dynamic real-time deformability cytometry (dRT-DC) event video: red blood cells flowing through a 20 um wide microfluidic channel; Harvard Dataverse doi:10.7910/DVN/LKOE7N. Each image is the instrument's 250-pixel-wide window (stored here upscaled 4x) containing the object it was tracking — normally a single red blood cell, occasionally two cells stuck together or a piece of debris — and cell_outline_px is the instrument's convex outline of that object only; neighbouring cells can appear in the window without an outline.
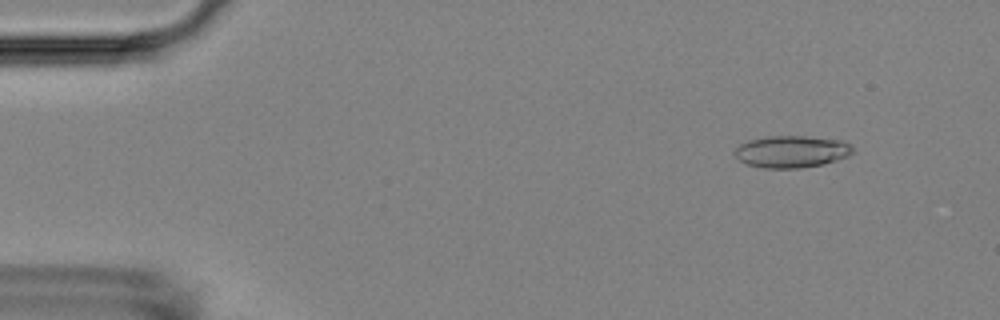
{"species": "Egyptian fruit bat (a non-hibernating species)", "species_latin": "Rousettus aegyptiacus", "temperature_condition": "room temperature", "stored_images_in_passage": 4, "camera_frame_rate_fps": 3000, "um_per_image_px": 0.085, "animal": {"sex": "female"}, "frame": {"image": 1, "passage_image": 1, "time_ms": 0.0, "image_size_px": [1000, 320], "cell_outline_px": [[852, 152], [848, 156], [824, 164], [800, 168], [764, 168], [748, 164], [740, 160], [736, 156], [736, 148], [740, 144], [748, 140], [768, 136], [804, 136], [840, 140], [848, 144], [852, 148]], "centroid_in_image_um": [67.28, 12.89], "position_along_channel_um": 17.7, "area_um2": 21.73}}
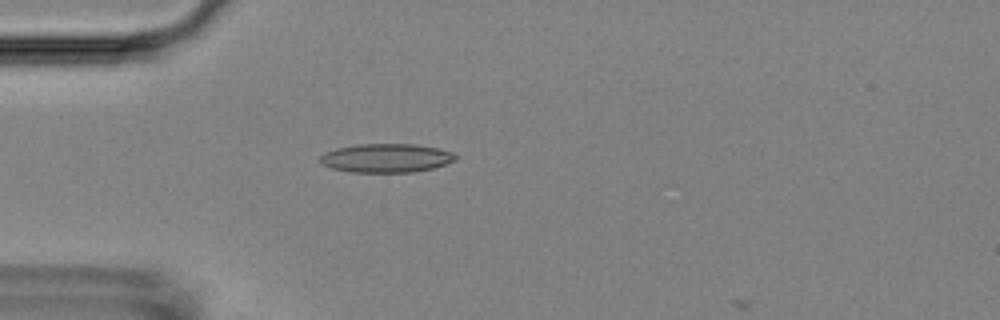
{"frame": {"image": 2, "passage_image": 4, "time_ms": 3.333, "image_size_px": [1000, 320], "cell_outline_px": [[456, 160], [432, 168], [412, 172], [352, 172], [332, 168], [324, 164], [320, 160], [320, 156], [324, 152], [336, 148], [356, 144], [416, 144], [436, 148], [452, 152], [456, 156]], "centroid_in_image_um": [32.81, 13.42], "position_along_channel_um": 52.2, "area_um2": 22.54}}